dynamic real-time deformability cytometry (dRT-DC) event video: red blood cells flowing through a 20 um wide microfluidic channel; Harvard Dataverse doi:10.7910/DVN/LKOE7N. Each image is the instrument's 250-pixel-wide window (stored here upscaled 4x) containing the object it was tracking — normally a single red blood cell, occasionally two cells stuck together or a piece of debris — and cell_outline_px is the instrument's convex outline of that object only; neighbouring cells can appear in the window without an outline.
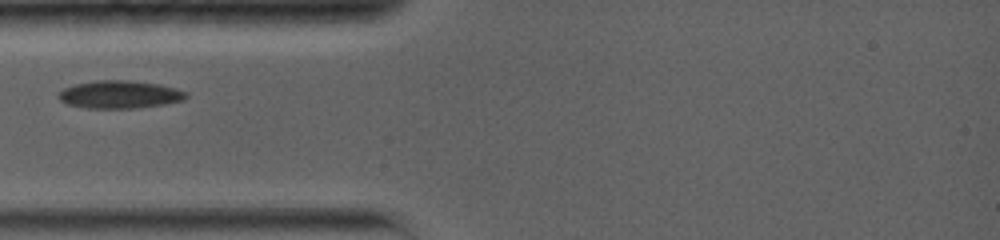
{"species": "common noctule bat (a hibernating species)", "species_latin": "Nyctalus noctula", "temperature_condition": "warm", "stored_images_in_passage": 31, "camera_frame_rate_fps": 5000, "um_per_image_px": 0.085, "animal": {"sex": "female", "body_mass_g": 19.0, "forearm_length_mm": 56.7}, "frame": {"image": 1, "passage_image": 1, "time_ms": 0.0, "image_size_px": [1000, 240], "cell_outline_px": [[188, 96], [184, 100], [164, 104], [132, 108], [88, 108], [68, 104], [60, 100], [56, 96], [64, 88], [76, 84], [96, 80], [128, 80], [160, 84], [176, 88], [188, 92]], "centroid_in_image_um": [10.2, 8.02], "position_along_channel_um": 74.8, "area_um2": 20.63}}
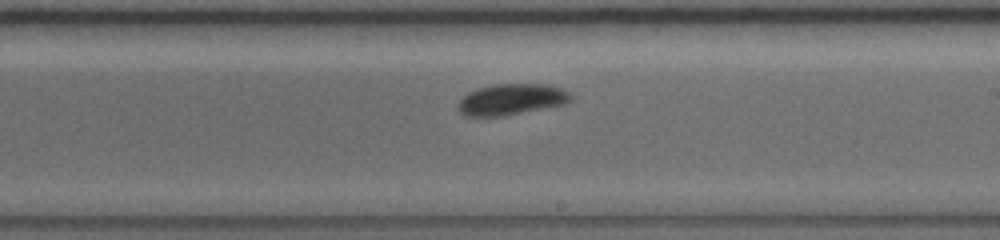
{"frame": {"image": 2, "passage_image": 15, "time_ms": 4.6, "image_size_px": [1000, 240], "cell_outline_px": [[572, 100], [564, 104], [504, 116], [464, 116], [460, 112], [460, 100], [468, 92], [476, 88], [492, 84], [548, 84], [560, 88], [568, 92], [572, 96]], "centroid_in_image_um": [43.48, 8.44], "position_along_channel_um": 245.5, "area_um2": 20.35}}
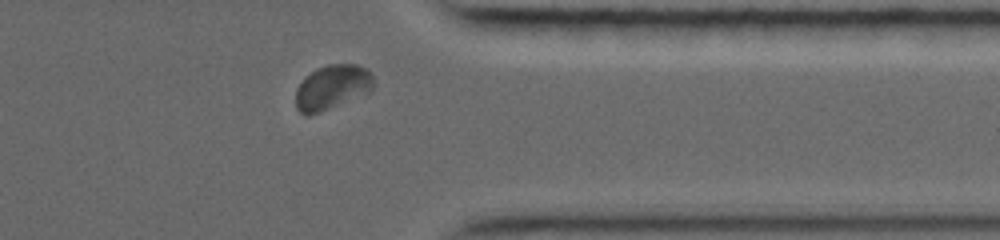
{"frame": {"image": 3, "passage_image": 26, "time_ms": 8.4, "image_size_px": [1000, 240], "cell_outline_px": [[372, 92], [320, 112], [308, 116], [300, 112], [296, 108], [296, 88], [316, 68], [328, 64], [356, 64], [368, 68], [372, 72]], "centroid_in_image_um": [28.26, 7.41], "position_along_channel_um": 383.1, "area_um2": 20.29}}